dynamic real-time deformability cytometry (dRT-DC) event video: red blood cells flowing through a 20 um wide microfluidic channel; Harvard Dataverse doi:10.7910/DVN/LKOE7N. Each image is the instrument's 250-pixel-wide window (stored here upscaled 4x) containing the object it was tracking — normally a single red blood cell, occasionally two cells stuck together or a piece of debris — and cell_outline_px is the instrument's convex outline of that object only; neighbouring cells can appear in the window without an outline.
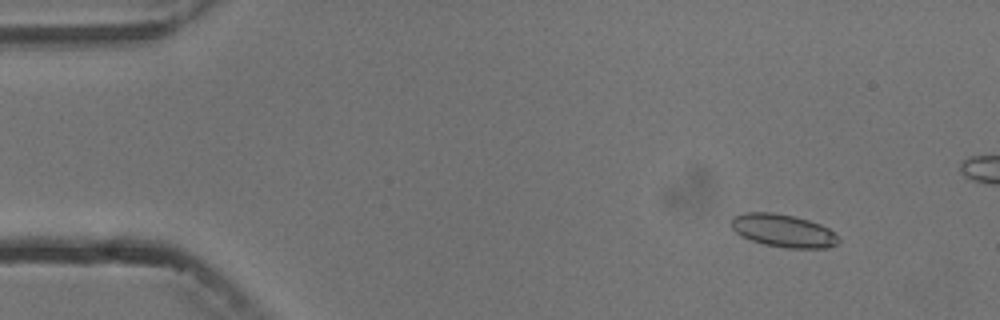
{"species": "common noctule bat (a hibernating species)", "species_latin": "Nyctalus noctula", "temperature_condition": "cold", "stored_images_in_passage": 6, "camera_frame_rate_fps": 3000, "um_per_image_px": 0.085, "animal": {"sex": "male", "body_mass_g": 13.3}, "frame": {"image": 1, "passage_image": 2, "time_ms": 1.0, "image_size_px": [1000, 320], "cell_outline_px": [[840, 240], [836, 244], [828, 248], [784, 248], [764, 244], [740, 236], [732, 228], [732, 216], [744, 212], [772, 212], [792, 216], [808, 220], [820, 224], [828, 228]], "centroid_in_image_um": [66.55, 19.61], "position_along_channel_um": 18.5, "area_um2": 20.46}}